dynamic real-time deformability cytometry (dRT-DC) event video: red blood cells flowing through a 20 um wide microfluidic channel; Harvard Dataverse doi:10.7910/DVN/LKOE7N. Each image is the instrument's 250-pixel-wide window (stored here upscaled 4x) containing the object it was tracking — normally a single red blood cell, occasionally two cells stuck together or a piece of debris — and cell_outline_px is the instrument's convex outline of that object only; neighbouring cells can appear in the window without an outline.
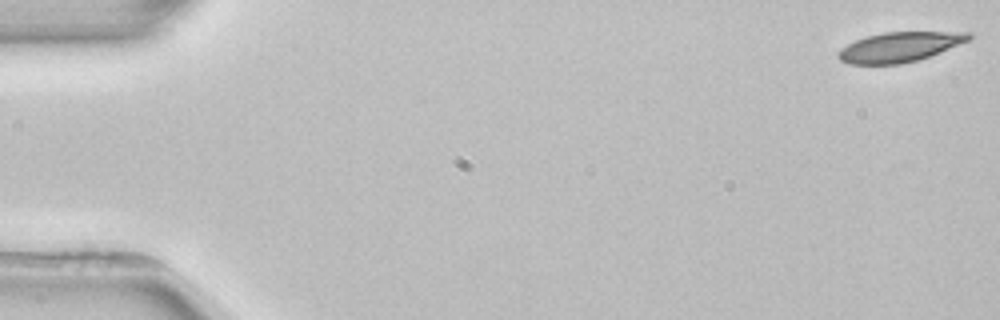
{"species": "common noctule bat (a hibernating species)", "species_latin": "Nyctalus noctula", "temperature_condition": "room temperature", "stored_images_in_passage": 3, "camera_frame_rate_fps": 3000, "um_per_image_px": 0.085, "animal": {"sex": "female", "body_mass_g": 22.7, "forearm_length_mm": 54.2}, "frame": {"image": 1, "passage_image": 1, "time_ms": 0.0, "image_size_px": [1000, 320], "cell_outline_px": [[972, 36], [968, 40], [940, 52], [916, 60], [900, 64], [848, 64], [840, 60], [836, 56], [836, 52], [840, 48], [856, 40], [868, 36], [884, 32], [972, 32]], "centroid_in_image_um": [76.41, 3.99], "position_along_channel_um": 8.6, "area_um2": 22.48}}
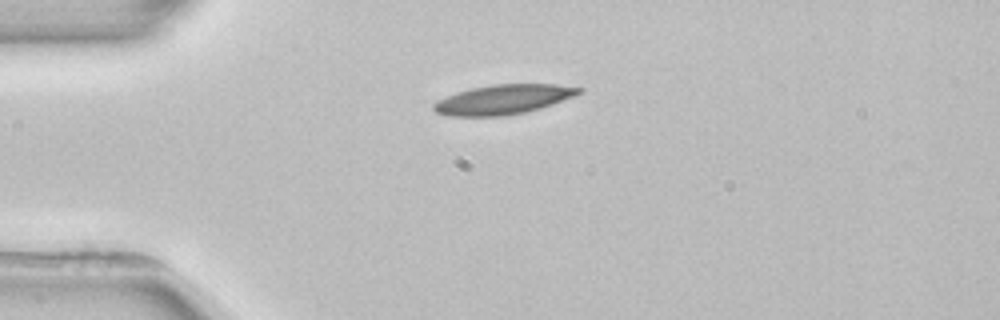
{"frame": {"image": 2, "passage_image": 3, "time_ms": 4.0, "image_size_px": [1000, 320], "cell_outline_px": [[584, 92], [552, 104], [540, 108], [524, 112], [500, 116], [448, 116], [436, 112], [432, 108], [432, 104], [436, 100], [472, 88], [492, 84], [556, 84], [584, 88]], "centroid_in_image_um": [42.78, 8.45], "position_along_channel_um": 42.2, "area_um2": 24.91}}